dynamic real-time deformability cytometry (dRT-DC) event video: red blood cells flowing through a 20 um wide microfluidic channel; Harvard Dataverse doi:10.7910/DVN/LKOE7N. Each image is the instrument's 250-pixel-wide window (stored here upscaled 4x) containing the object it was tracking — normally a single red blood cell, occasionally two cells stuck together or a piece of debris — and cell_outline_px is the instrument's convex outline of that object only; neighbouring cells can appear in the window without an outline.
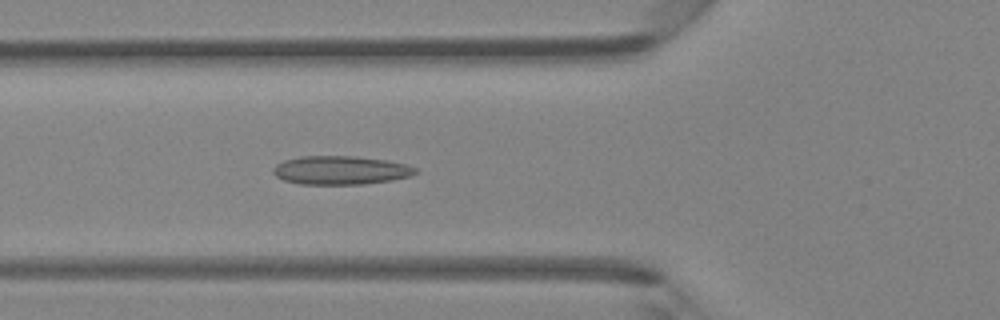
{"species": "Egyptian fruit bat (a non-hibernating species)", "species_latin": "Rousettus aegyptiacus", "temperature_condition": "room temperature", "stored_images_in_passage": 46, "camera_frame_rate_fps": 3000, "um_per_image_px": 0.085, "animal": {"sex": "female"}, "frame": {"image": 1, "passage_image": 17, "time_ms": 5.333, "image_size_px": [1000, 320], "cell_outline_px": [[420, 172], [412, 176], [392, 180], [364, 184], [300, 184], [284, 180], [276, 176], [272, 172], [272, 168], [276, 164], [284, 160], [300, 156], [356, 156], [388, 160], [408, 164], [420, 168]], "centroid_in_image_um": [29.02, 14.46], "position_along_channel_um": 96.8, "area_um2": 24.16}}
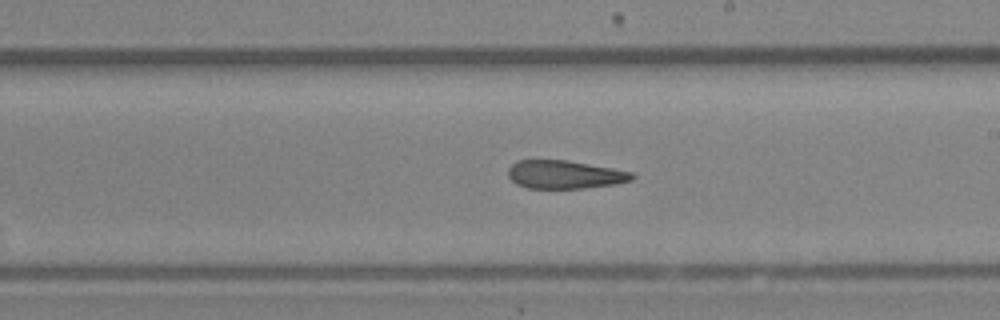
{"frame": {"image": 2, "passage_image": 27, "time_ms": 8.667, "image_size_px": [1000, 320], "cell_outline_px": [[636, 176], [632, 180], [616, 184], [584, 188], [528, 188], [516, 184], [508, 176], [508, 168], [516, 160], [568, 160], [612, 168], [632, 172]], "centroid_in_image_um": [48.0, 14.83], "position_along_channel_um": 241.0, "area_um2": 20.46}}
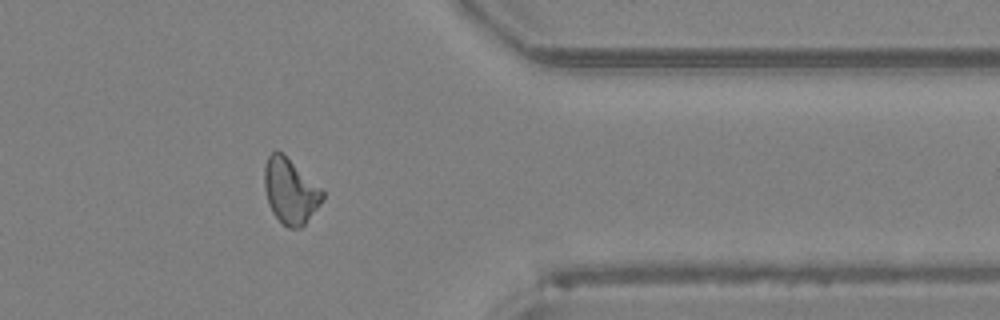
{"frame": {"image": 3, "passage_image": 38, "time_ms": 12.333, "image_size_px": [1000, 320], "cell_outline_px": [[324, 196], [320, 204], [304, 224], [300, 228], [288, 228], [272, 212], [268, 204], [264, 188], [264, 168], [268, 156], [272, 152], [284, 152], [324, 192]], "centroid_in_image_um": [24.65, 16.22], "position_along_channel_um": 386.7, "area_um2": 21.91}, "authors_computed_cell_mechanics": {"area_um2": 22.3686, "velocity_mm_per_s": 4.3399, "shape_relaxation_time_tau1_ms": null, "shape_relaxation_time_tau2_ms": 4.2275, "deformation_change_tau1": null, "deformation_change_tau2": 0.1164}}